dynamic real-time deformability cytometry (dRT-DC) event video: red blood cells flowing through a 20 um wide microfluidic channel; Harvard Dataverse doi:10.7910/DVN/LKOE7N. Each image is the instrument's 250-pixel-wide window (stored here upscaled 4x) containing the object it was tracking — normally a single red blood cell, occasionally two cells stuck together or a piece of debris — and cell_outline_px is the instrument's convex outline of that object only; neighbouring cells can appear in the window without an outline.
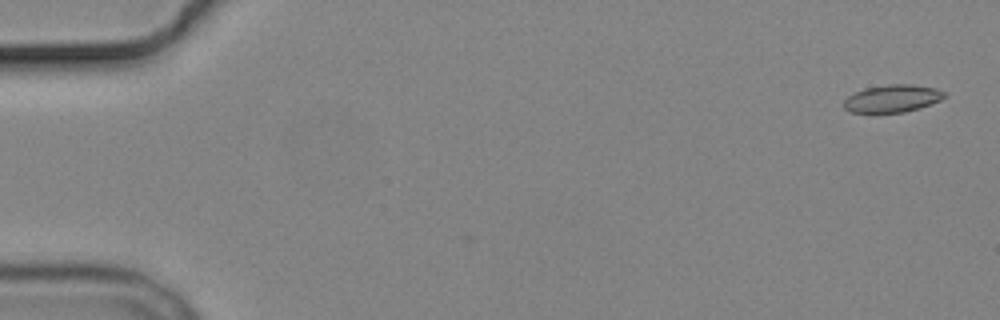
{"species": "common noctule bat (a hibernating species)", "species_latin": "Nyctalus noctula", "temperature_condition": "cold", "stored_images_in_passage": 8, "camera_frame_rate_fps": 3000, "um_per_image_px": 0.085, "animal": {"sex": "male", "body_mass_g": 19.2, "forearm_length_mm": 51.8}, "frame": {"image": 1, "passage_image": 1, "time_ms": 0.0, "image_size_px": [1000, 320], "cell_outline_px": [[944, 96], [940, 100], [920, 108], [904, 112], [852, 112], [844, 108], [844, 100], [848, 96], [864, 88], [888, 84], [912, 84], [936, 88], [944, 92]], "centroid_in_image_um": [75.85, 8.36], "position_along_channel_um": 9.2, "area_um2": 15.95}}
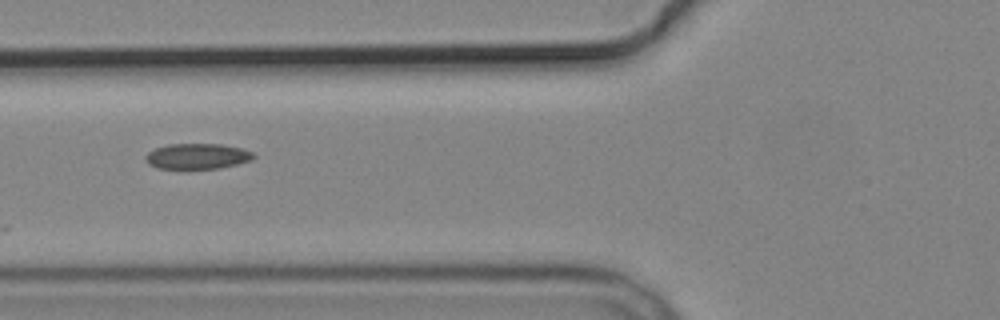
{"frame": {"image": 2, "passage_image": 6, "time_ms": 6.667, "image_size_px": [1000, 320], "cell_outline_px": [[256, 156], [252, 160], [236, 164], [216, 168], [156, 168], [148, 164], [144, 156], [148, 152], [156, 148], [168, 144], [220, 144], [240, 148], [252, 152]], "centroid_in_image_um": [16.75, 13.27], "position_along_channel_um": 109.1, "area_um2": 15.9}}
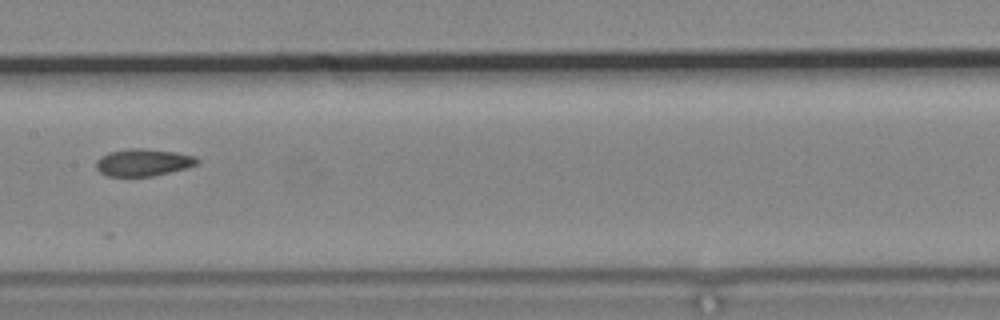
{"frame": {"image": 3, "passage_image": 8, "time_ms": 9.0, "image_size_px": [1000, 320], "cell_outline_px": [[200, 160], [196, 164], [184, 168], [152, 176], [108, 176], [100, 172], [96, 168], [96, 160], [100, 156], [108, 152], [128, 148], [140, 148], [176, 152], [196, 156]], "centroid_in_image_um": [12.13, 13.79], "position_along_channel_um": 195.3, "area_um2": 15.95}}